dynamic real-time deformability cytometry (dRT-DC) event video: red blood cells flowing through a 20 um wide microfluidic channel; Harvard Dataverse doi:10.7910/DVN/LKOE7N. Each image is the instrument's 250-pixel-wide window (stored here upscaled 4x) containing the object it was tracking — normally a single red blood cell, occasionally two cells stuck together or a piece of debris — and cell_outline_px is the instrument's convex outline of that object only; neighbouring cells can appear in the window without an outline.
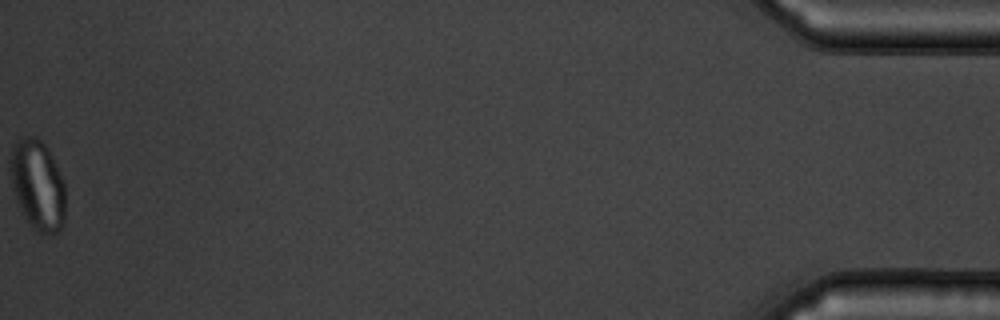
{"species": "common noctule bat (a hibernating species)", "species_latin": "Nyctalus noctula", "temperature_condition": "warm", "stored_images_in_passage": 43, "camera_frame_rate_fps": 3000, "um_per_image_px": 0.085, "animal": {"sex": "male", "body_mass_g": 19.5, "forearm_length_mm": 54.6}, "frame": {"image": 1, "passage_image": 43, "time_ms": 14.0, "image_size_px": [1000, 320], "cell_outline_px": [[64, 224], [60, 232], [36, 232], [28, 224], [20, 212], [12, 188], [12, 148], [16, 140], [24, 136], [36, 136], [44, 144], [64, 184]], "centroid_in_image_um": [3.19, 15.78], "position_along_channel_um": 432.0, "area_um2": 28.44}}